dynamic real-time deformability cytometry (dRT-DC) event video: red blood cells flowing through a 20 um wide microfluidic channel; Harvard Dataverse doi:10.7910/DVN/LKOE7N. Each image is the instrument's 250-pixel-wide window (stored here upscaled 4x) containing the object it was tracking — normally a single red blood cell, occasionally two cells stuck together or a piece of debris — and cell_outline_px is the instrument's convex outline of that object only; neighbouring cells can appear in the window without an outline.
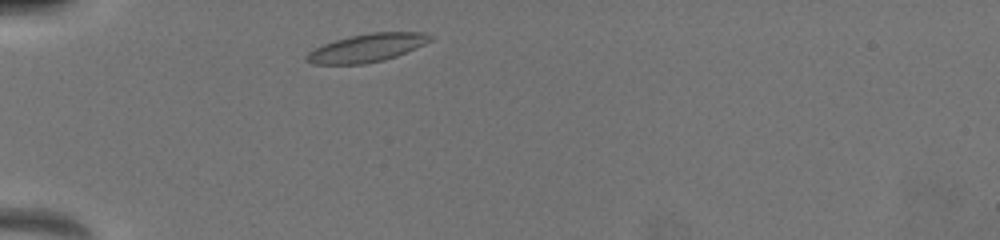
{"species": "common noctule bat (a hibernating species)", "species_latin": "Nyctalus noctula", "temperature_condition": "warm", "stored_images_in_passage": 13, "camera_frame_rate_fps": 3000, "um_per_image_px": 0.085, "animal": {"sex": "female", "body_mass_g": 19.5, "forearm_length_mm": 54.1}, "frame": {"image": 1, "passage_image": 4, "time_ms": 0.667, "image_size_px": [1000, 240], "cell_outline_px": [[432, 40], [424, 44], [396, 56], [384, 60], [364, 64], [312, 64], [304, 60], [304, 56], [308, 52], [324, 44], [336, 40], [352, 36], [372, 32], [424, 32], [432, 36]], "centroid_in_image_um": [31.17, 4.07], "position_along_channel_um": 53.8, "area_um2": 20.11}}
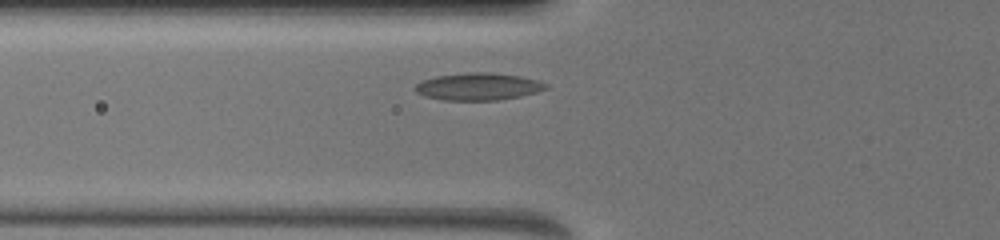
{"frame": {"image": 2, "passage_image": 11, "time_ms": 2.0, "image_size_px": [1000, 240], "cell_outline_px": [[548, 88], [536, 92], [520, 96], [500, 100], [444, 100], [424, 96], [416, 92], [412, 88], [416, 84], [424, 80], [436, 76], [468, 72], [492, 72], [520, 76], [536, 80], [548, 84]], "centroid_in_image_um": [40.64, 7.35], "position_along_channel_um": 85.2, "area_um2": 20.81}}